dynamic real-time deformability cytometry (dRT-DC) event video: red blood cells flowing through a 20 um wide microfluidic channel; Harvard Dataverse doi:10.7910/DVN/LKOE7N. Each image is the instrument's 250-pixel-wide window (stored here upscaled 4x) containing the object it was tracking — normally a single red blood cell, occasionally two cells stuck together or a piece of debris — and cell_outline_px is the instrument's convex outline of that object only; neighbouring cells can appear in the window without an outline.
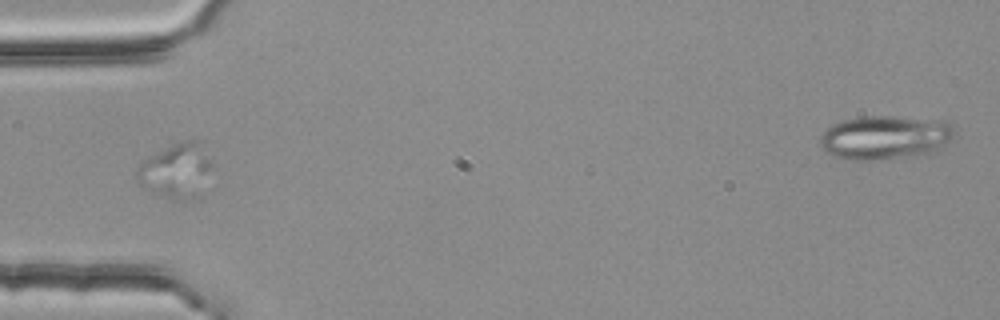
{"species": "common noctule bat (a hibernating species)", "species_latin": "Nyctalus noctula", "temperature_condition": "room temperature", "stored_images_in_passage": 5, "camera_frame_rate_fps": 3000, "um_per_image_px": 0.085, "animal": {"sex": "female", "body_mass_g": 25.1}, "frame": {"image": 1, "passage_image": 2, "time_ms": 0.333, "image_size_px": [1000, 320], "cell_outline_px": [[216, 164], [204, 196], [192, 200], [172, 200], [160, 196], [152, 192], [140, 184], [136, 180], [136, 172], [144, 160], [172, 144], [184, 140], [196, 140]], "centroid_in_image_um": [15.11, 14.58], "position_along_channel_um": 69.9, "area_um2": 24.85}}
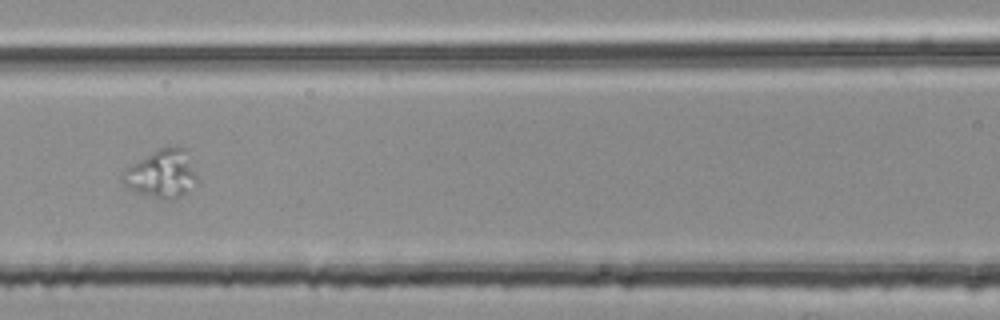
{"frame": {"image": 2, "passage_image": 4, "time_ms": 1.0, "image_size_px": [1000, 320], "cell_outline_px": [[196, 180], [180, 196], [168, 200], [164, 200], [136, 192], [124, 184], [120, 180], [124, 168], [152, 152], [160, 148], [180, 144], [188, 148], [196, 172]], "centroid_in_image_um": [13.75, 14.71], "position_along_channel_um": 152.9, "area_um2": 21.04}}
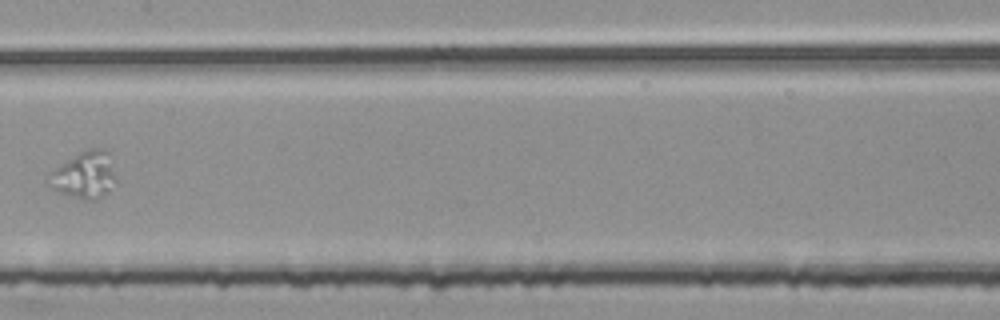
{"frame": {"image": 3, "passage_image": 5, "time_ms": 1.333, "image_size_px": [1000, 320], "cell_outline_px": [[120, 180], [96, 200], [84, 200], [60, 192], [52, 188], [44, 180], [48, 172], [80, 152], [88, 148], [104, 148], [108, 152]], "centroid_in_image_um": [7.2, 14.87], "position_along_channel_um": 200.2, "area_um2": 18.84}}